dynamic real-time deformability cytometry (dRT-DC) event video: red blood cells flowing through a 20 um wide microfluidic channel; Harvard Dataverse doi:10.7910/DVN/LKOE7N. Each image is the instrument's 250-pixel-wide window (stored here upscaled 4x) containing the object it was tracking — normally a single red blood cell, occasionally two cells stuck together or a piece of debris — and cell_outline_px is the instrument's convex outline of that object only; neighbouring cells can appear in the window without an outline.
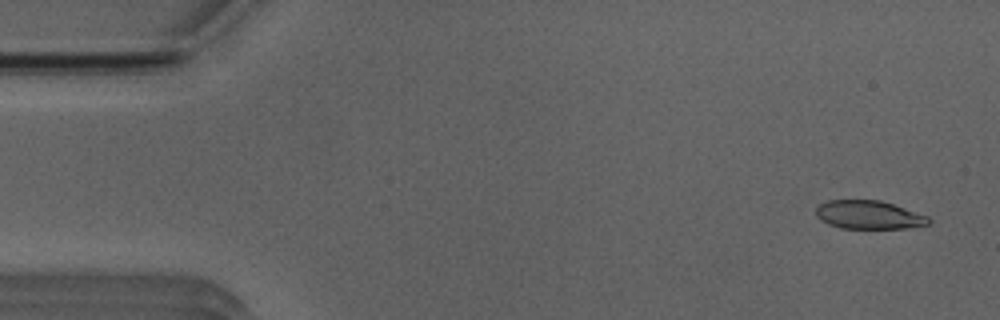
{"species": "Egyptian fruit bat (a non-hibernating species)", "species_latin": "Rousettus aegyptiacus", "temperature_condition": "room temperature", "stored_images_in_passage": 53, "segment_of_instrument_passage": [1, 2], "camera_frame_rate_fps": 3000, "um_per_image_px": 0.085, "animal": {"sex": "male"}, "frame": {"image": 1, "passage_image": 3, "time_ms": 0.667, "image_size_px": [1000, 320], "cell_outline_px": [[932, 224], [908, 228], [840, 228], [828, 224], [820, 220], [816, 216], [816, 208], [820, 204], [828, 200], [880, 200], [928, 216], [932, 220]], "centroid_in_image_um": [73.86, 18.27], "position_along_channel_um": 11.1, "area_um2": 18.73}}
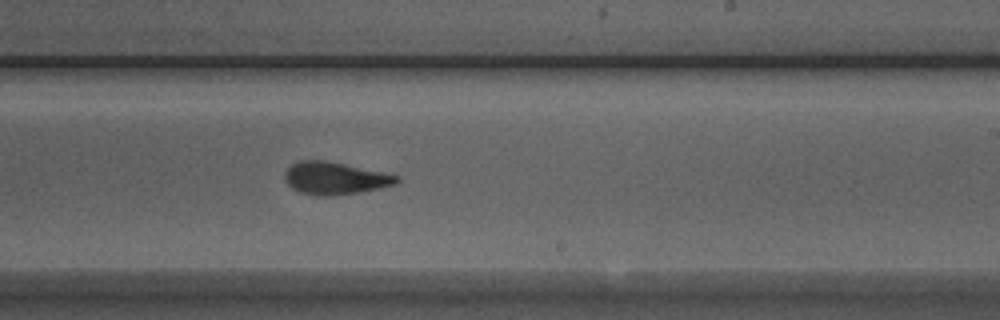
{"frame": {"image": 2, "passage_image": 31, "time_ms": 10.0, "image_size_px": [1000, 320], "cell_outline_px": [[400, 180], [396, 184], [380, 188], [332, 196], [320, 196], [300, 192], [292, 188], [284, 180], [284, 172], [292, 164], [300, 160], [324, 160], [384, 172], [400, 176]], "centroid_in_image_um": [28.46, 15.14], "position_along_channel_um": 260.5, "area_um2": 21.1}}
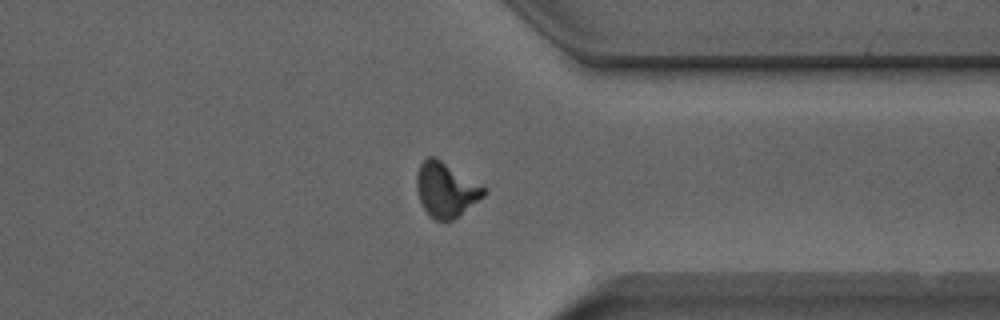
{"frame": {"image": 3, "passage_image": 40, "time_ms": 13.0, "image_size_px": [1000, 320], "cell_outline_px": [[488, 192], [484, 196], [460, 216], [452, 220], [436, 220], [428, 216], [420, 204], [416, 188], [416, 176], [420, 164], [428, 156], [436, 156], [484, 184], [488, 188]], "centroid_in_image_um": [37.94, 16.11], "position_along_channel_um": 373.5, "area_um2": 22.25}}